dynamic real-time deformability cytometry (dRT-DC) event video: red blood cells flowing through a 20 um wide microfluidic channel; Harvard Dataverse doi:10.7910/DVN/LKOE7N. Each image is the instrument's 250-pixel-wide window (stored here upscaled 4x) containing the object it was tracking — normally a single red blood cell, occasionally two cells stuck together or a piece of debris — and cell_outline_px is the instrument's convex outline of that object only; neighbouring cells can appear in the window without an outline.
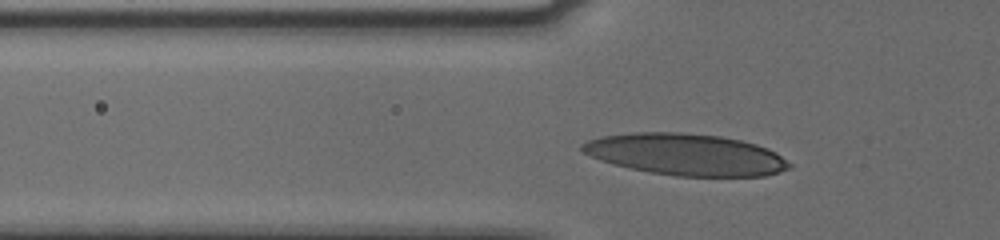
{"species": "human", "species_latin": "Homo sapiens", "temperature_condition": "cold", "stored_images_in_passage": 29, "camera_frame_rate_fps": 3000, "um_per_image_px": 0.085, "donor": {"sex": "male"}, "frame": {"image": 1, "passage_image": 2, "time_ms": 0.333, "image_size_px": [1000, 240], "cell_outline_px": [[792, 168], [780, 172], [764, 176], [676, 176], [648, 172], [612, 164], [600, 160], [584, 152], [580, 148], [580, 144], [588, 140], [604, 136], [632, 132], [680, 132], [720, 136], [740, 140], [756, 144], [768, 148], [776, 152], [792, 164]], "centroid_in_image_um": [58.32, 13.13], "position_along_channel_um": 67.5, "area_um2": 50.34}}
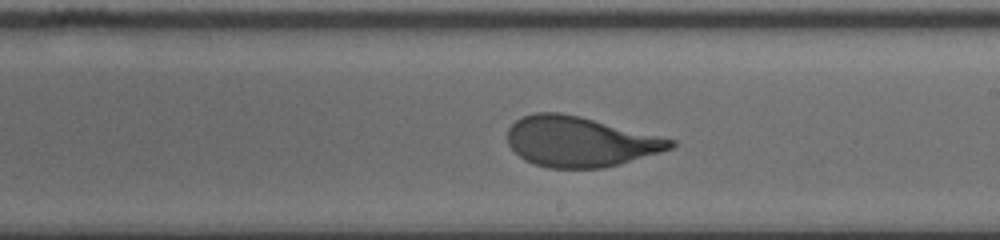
{"frame": {"image": 2, "passage_image": 16, "time_ms": 5.0, "image_size_px": [1000, 240], "cell_outline_px": [[676, 144], [672, 148], [660, 152], [620, 164], [604, 168], [548, 168], [532, 164], [524, 160], [508, 144], [508, 128], [516, 120], [524, 116], [536, 112], [560, 112], [580, 116], [676, 140]], "centroid_in_image_um": [49.28, 12.04], "position_along_channel_um": 239.7, "area_um2": 47.63}}
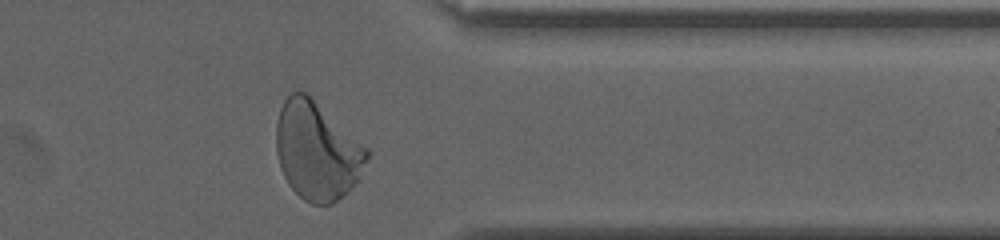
{"frame": {"image": 3, "passage_image": 28, "time_ms": 9.0, "image_size_px": [1000, 240], "cell_outline_px": [[368, 156], [356, 180], [332, 204], [312, 204], [304, 200], [288, 184], [280, 168], [276, 152], [276, 124], [280, 108], [284, 100], [292, 92], [304, 92], [368, 148]], "centroid_in_image_um": [26.88, 12.82], "position_along_channel_um": 384.5, "area_um2": 50.63}, "authors_computed_cell_mechanics": {"area_um2": 48.2052, "velocity_mm_per_s": 3.7531, "shape_relaxation_time_tau1_ms": 4.2121, "shape_relaxation_time_tau2_ms": null, "deformation_change_tau1": 0.2027, "deformation_change_tau2": null}}